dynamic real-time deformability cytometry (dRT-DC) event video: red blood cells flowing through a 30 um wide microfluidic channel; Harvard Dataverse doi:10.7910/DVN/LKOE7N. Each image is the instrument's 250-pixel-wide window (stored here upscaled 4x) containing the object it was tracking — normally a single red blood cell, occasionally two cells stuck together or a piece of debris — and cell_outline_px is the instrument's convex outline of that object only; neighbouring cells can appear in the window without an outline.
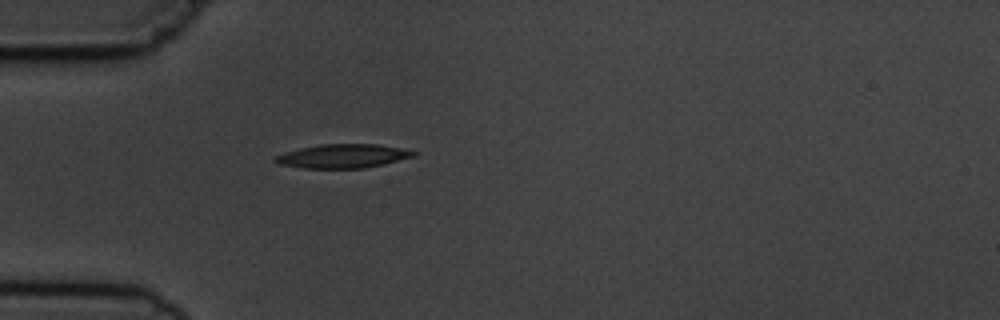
{"species": "common noctule bat (a hibernating species)", "species_latin": "Nyctalus noctula", "temperature_condition": "cold", "stored_images_in_passage": 6, "camera_frame_rate_fps": 3000, "um_per_image_px": 0.085, "animal": {"sex": "male", "body_mass_g": 19.5, "forearm_length_mm": 54.6}, "frame": {"image": 1, "passage_image": 6, "time_ms": 6.667, "image_size_px": [1000, 320], "cell_outline_px": [[416, 156], [384, 164], [364, 168], [304, 168], [280, 164], [272, 160], [276, 156], [284, 152], [300, 148], [320, 144], [376, 144], [400, 148], [416, 152]], "centroid_in_image_um": [29.13, 13.26], "position_along_channel_um": 55.9, "area_um2": 19.13}}